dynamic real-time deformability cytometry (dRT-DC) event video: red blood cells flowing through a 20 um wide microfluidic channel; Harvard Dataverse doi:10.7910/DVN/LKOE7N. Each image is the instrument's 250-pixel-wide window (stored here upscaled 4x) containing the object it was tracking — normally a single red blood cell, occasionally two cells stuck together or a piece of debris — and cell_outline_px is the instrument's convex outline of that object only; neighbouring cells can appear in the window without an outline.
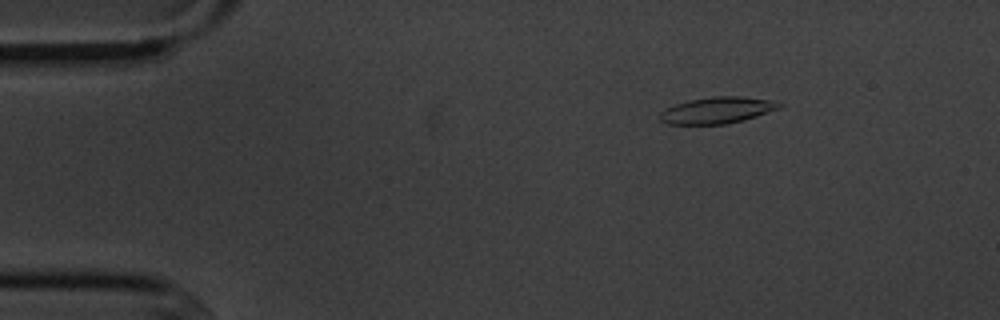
{"species": "common noctule bat (a hibernating species)", "species_latin": "Nyctalus noctula", "temperature_condition": "cold", "stored_images_in_passage": 3, "camera_frame_rate_fps": 3000, "um_per_image_px": 0.085, "animal": {"sex": "male", "body_mass_g": 20.1, "forearm_length_mm": 53.5}, "frame": {"image": 1, "passage_image": 1, "time_ms": 0.0, "image_size_px": [1000, 320], "cell_outline_px": [[784, 104], [780, 108], [744, 120], [724, 124], [668, 124], [660, 120], [660, 112], [664, 108], [688, 100], [712, 96], [740, 96], [768, 100]], "centroid_in_image_um": [60.93, 9.37], "position_along_channel_um": 24.1, "area_um2": 18.32}}